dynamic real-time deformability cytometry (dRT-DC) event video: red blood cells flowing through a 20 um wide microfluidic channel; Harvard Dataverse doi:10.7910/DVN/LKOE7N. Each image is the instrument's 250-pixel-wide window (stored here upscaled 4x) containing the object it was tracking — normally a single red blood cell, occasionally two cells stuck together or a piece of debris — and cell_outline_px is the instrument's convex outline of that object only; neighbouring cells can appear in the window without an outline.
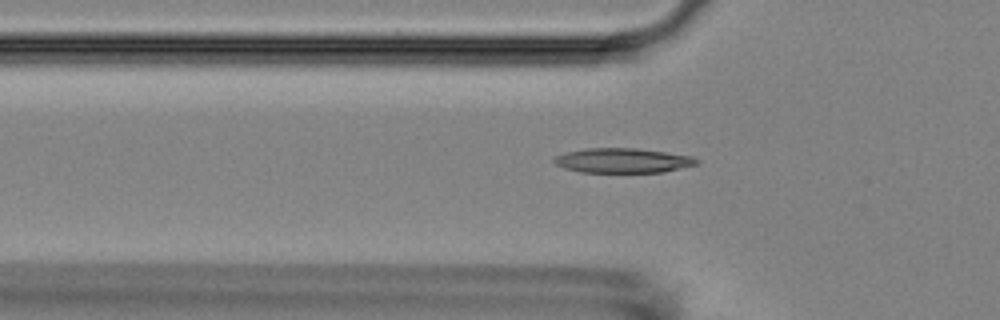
{"species": "Egyptian fruit bat (a non-hibernating species)", "species_latin": "Rousettus aegyptiacus", "temperature_condition": "room temperature", "stored_images_in_passage": 54, "camera_frame_rate_fps": 3000, "um_per_image_px": 0.085, "animal": {"sex": "female"}, "frame": {"image": 1, "passage_image": 18, "time_ms": 5.667, "image_size_px": [1000, 320], "cell_outline_px": [[700, 164], [664, 172], [580, 172], [564, 168], [556, 164], [552, 160], [556, 156], [568, 152], [588, 148], [636, 148], [692, 156], [700, 160]], "centroid_in_image_um": [52.98, 13.65], "position_along_channel_um": 72.8, "area_um2": 20.46}}
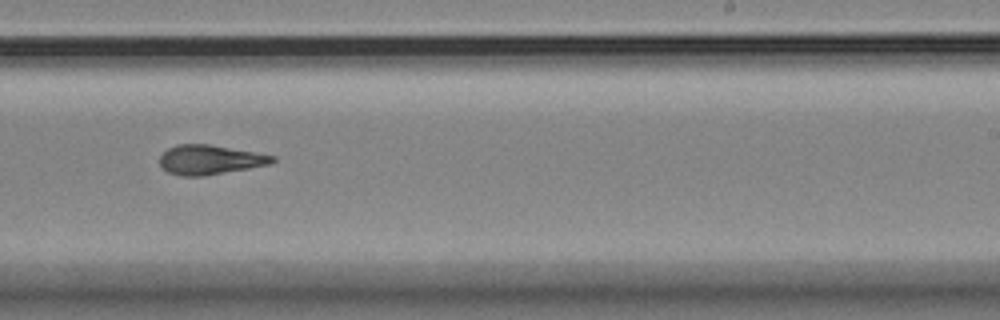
{"frame": {"image": 2, "passage_image": 34, "time_ms": 11.0, "image_size_px": [1000, 320], "cell_outline_px": [[276, 160], [268, 164], [248, 168], [204, 176], [180, 176], [168, 172], [160, 164], [160, 156], [168, 148], [176, 144], [208, 144], [276, 156]], "centroid_in_image_um": [17.81, 13.58], "position_along_channel_um": 271.2, "area_um2": 19.13}}
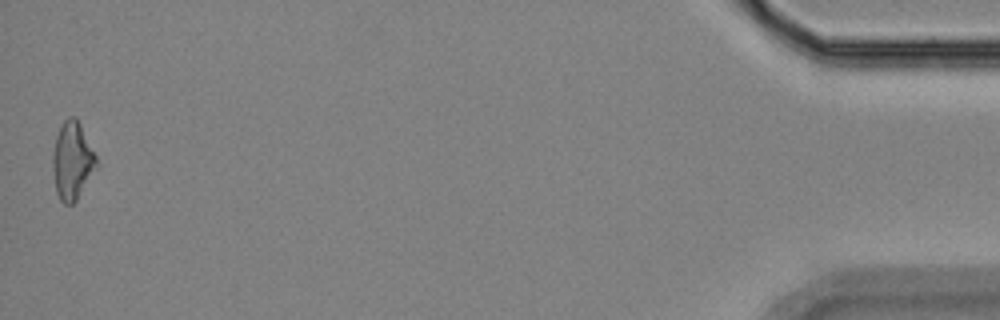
{"frame": {"image": 3, "passage_image": 54, "time_ms": 17.667, "image_size_px": [1000, 320], "cell_outline_px": [[96, 164], [76, 200], [72, 204], [64, 204], [60, 200], [56, 192], [52, 168], [52, 152], [56, 136], [64, 120], [68, 116], [76, 116], [96, 156]], "centroid_in_image_um": [6.09, 13.64], "position_along_channel_um": 429.1, "area_um2": 19.31}, "authors_computed_cell_mechanics": {"area_um2": 19.3052, "velocity_mm_per_s": 3.6995, "shape_relaxation_time_tau1_ms": 7.874, "shape_relaxation_time_tau2_ms": 3.0686, "deformation_change_tau1": 0.2145, "deformation_change_tau2": 0.1156}}